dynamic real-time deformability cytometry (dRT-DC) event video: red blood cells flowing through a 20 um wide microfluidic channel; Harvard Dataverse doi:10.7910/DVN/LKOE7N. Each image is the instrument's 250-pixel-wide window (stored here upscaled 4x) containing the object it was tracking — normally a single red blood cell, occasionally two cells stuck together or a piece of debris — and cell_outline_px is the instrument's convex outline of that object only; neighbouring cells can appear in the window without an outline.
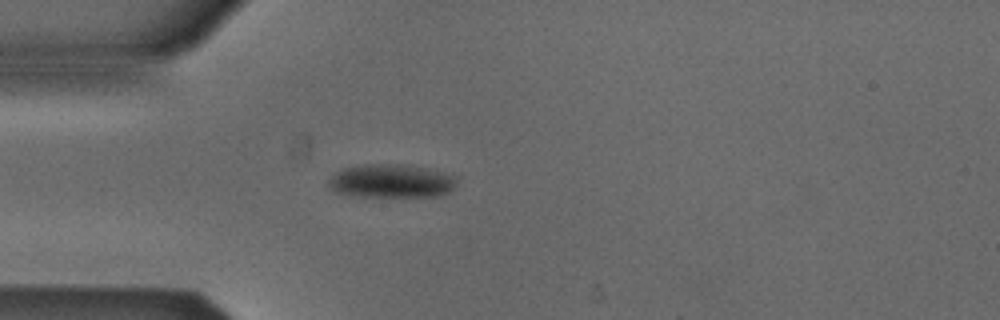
{"species": "Egyptian fruit bat (a non-hibernating species)", "species_latin": "Rousettus aegyptiacus", "temperature_condition": "cold", "stored_images_in_passage": 43, "camera_frame_rate_fps": 3000, "um_per_image_px": 0.085, "animal": {"sex": "male"}, "frame": {"image": 1, "passage_image": 5, "time_ms": 1.333, "image_size_px": [1000, 320], "cell_outline_px": [[448, 188], [440, 192], [416, 196], [380, 196], [348, 192], [336, 188], [332, 184], [332, 180], [336, 176], [352, 168], [400, 168], [440, 176], [448, 180]], "centroid_in_image_um": [33.09, 15.49], "position_along_channel_um": 51.9, "area_um2": 19.02}}
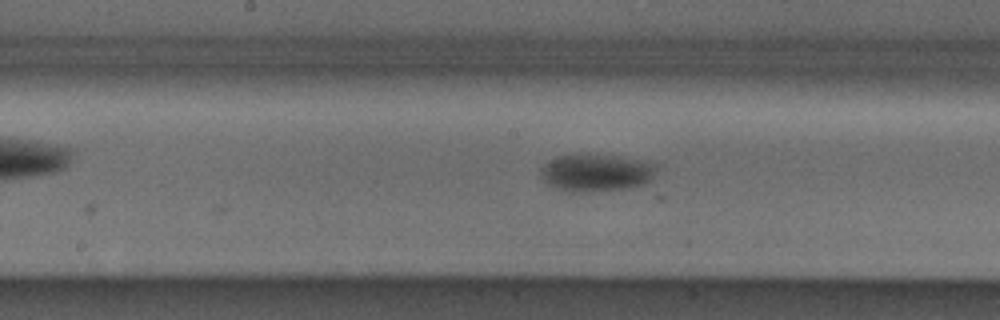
{"frame": {"image": 2, "passage_image": 17, "time_ms": 5.333, "image_size_px": [1000, 320], "cell_outline_px": [[648, 172], [644, 180], [636, 184], [608, 188], [564, 188], [548, 180], [544, 172], [548, 164], [564, 156], [568, 156], [608, 160], [640, 164], [648, 168]], "centroid_in_image_um": [50.48, 14.71], "position_along_channel_um": 197.7, "area_um2": 18.79}}
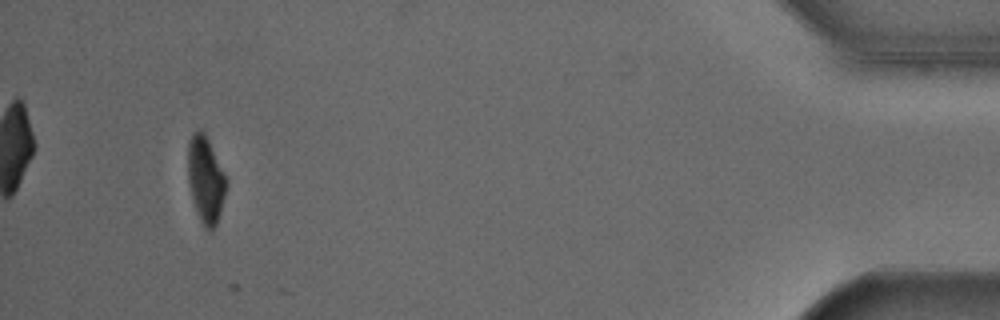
{"frame": {"image": 3, "passage_image": 40, "time_ms": 13.0, "image_size_px": [1000, 320], "cell_outline_px": [[224, 196], [216, 224], [212, 228], [208, 228], [204, 224], [196, 208], [188, 176], [188, 144], [192, 136], [196, 132], [204, 132], [224, 176]], "centroid_in_image_um": [17.45, 15.23], "position_along_channel_um": 417.8, "area_um2": 17.57}, "authors_computed_cell_mechanics": {"area_um2": 17.9758, "velocity_mm_per_s": 3.8746, "shape_relaxation_time_tau1_ms": 2.6822, "shape_relaxation_time_tau2_ms": null, "deformation_change_tau1": 0.1169, "deformation_change_tau2": null}}